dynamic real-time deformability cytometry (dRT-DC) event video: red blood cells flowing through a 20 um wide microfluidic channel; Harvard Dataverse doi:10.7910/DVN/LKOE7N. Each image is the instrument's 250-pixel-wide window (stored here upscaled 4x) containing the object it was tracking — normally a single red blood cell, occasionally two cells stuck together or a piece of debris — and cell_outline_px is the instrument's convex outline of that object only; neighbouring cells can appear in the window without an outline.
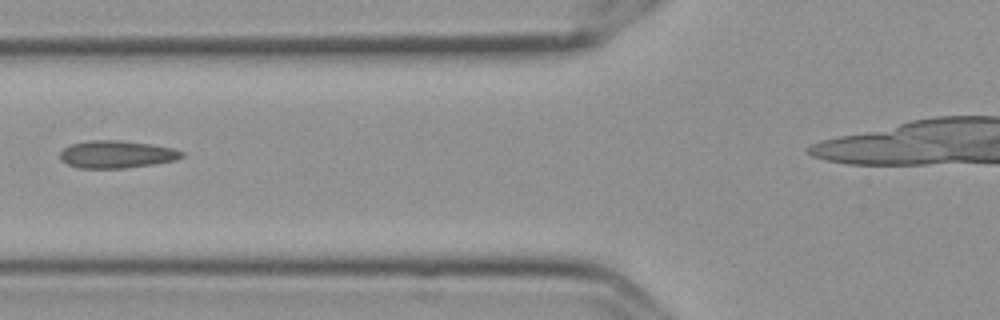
{"species": "Egyptian fruit bat (a non-hibernating species)", "species_latin": "Rousettus aegyptiacus", "temperature_condition": "cold", "stored_images_in_passage": 8, "camera_frame_rate_fps": 3000, "um_per_image_px": 0.085, "frame": {"image": 1, "passage_image": 5, "time_ms": 1.333, "image_size_px": [1000, 320], "cell_outline_px": [[184, 156], [176, 160], [152, 164], [124, 168], [76, 168], [60, 160], [60, 152], [64, 148], [72, 144], [88, 140], [120, 140], [152, 144], [172, 148], [184, 152]], "centroid_in_image_um": [9.9, 13.11], "position_along_channel_um": 115.9, "area_um2": 19.54}}
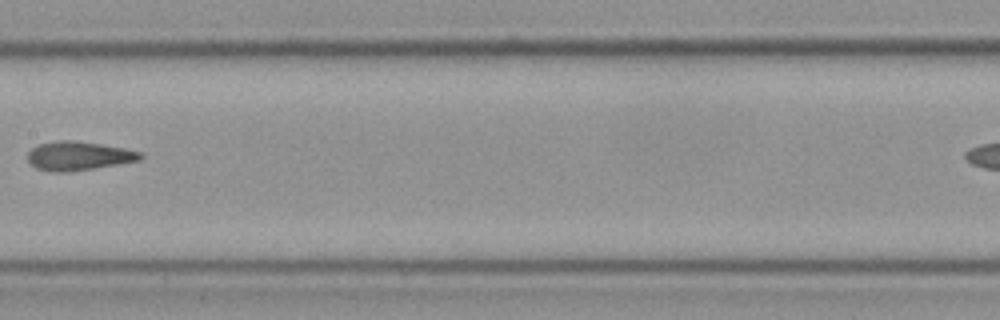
{"frame": {"image": 2, "passage_image": 7, "time_ms": 2.0, "image_size_px": [1000, 320], "cell_outline_px": [[144, 156], [140, 160], [68, 172], [52, 172], [36, 168], [28, 160], [28, 152], [32, 148], [40, 144], [56, 140], [72, 140], [100, 144], [124, 148], [140, 152]], "centroid_in_image_um": [6.65, 13.25], "position_along_channel_um": 200.7, "area_um2": 18.73}}
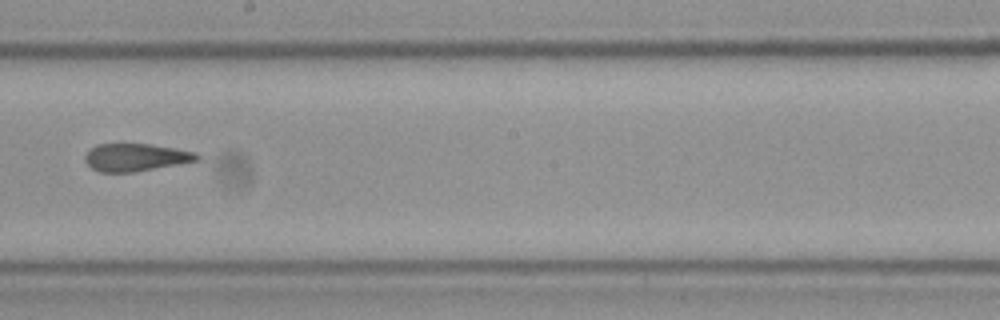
{"frame": {"image": 3, "passage_image": 8, "time_ms": 2.333, "image_size_px": [1000, 320], "cell_outline_px": [[200, 160], [136, 172], [100, 172], [92, 168], [84, 160], [84, 156], [96, 144], [148, 144], [196, 152], [200, 156]], "centroid_in_image_um": [11.54, 13.38], "position_along_channel_um": 236.7, "area_um2": 17.92}}